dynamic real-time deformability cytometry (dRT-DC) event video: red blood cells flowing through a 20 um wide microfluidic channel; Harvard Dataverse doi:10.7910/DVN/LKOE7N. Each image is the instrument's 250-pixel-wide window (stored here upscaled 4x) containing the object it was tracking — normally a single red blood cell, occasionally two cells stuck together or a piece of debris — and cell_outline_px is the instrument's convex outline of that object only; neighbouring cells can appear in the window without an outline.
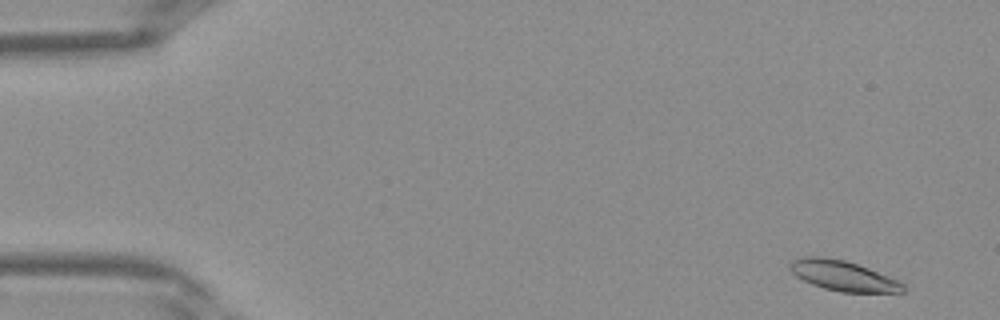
{"species": "Egyptian fruit bat (a non-hibernating species)", "species_latin": "Rousettus aegyptiacus", "temperature_condition": "warm", "stored_images_in_passage": 11, "camera_frame_rate_fps": 3000, "um_per_image_px": 0.085, "frame": {"image": 1, "passage_image": 1, "time_ms": 0.0, "image_size_px": [1000, 320], "cell_outline_px": [[908, 288], [904, 292], [840, 292], [824, 288], [812, 284], [796, 276], [792, 272], [788, 264], [792, 260], [800, 256], [820, 256], [844, 260], [868, 268], [900, 280]], "centroid_in_image_um": [71.68, 23.43], "position_along_channel_um": 13.3, "area_um2": 20.0}}